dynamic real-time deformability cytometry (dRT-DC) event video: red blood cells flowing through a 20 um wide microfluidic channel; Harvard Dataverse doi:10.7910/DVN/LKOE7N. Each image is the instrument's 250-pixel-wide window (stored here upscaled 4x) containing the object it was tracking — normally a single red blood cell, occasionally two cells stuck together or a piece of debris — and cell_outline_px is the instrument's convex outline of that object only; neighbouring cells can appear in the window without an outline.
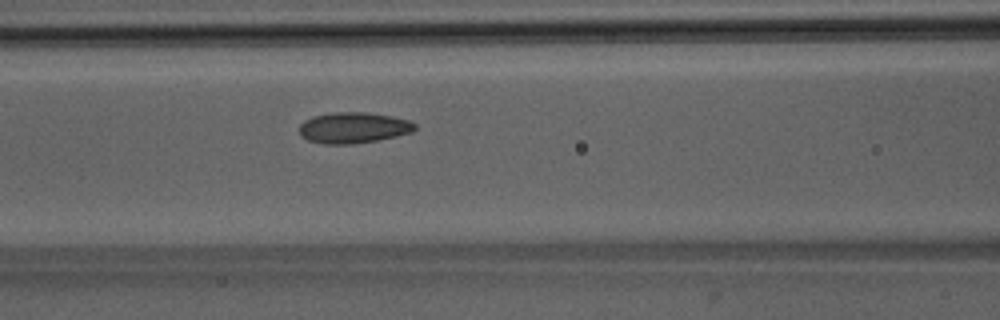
{"species": "Egyptian fruit bat (a non-hibernating species)", "species_latin": "Rousettus aegyptiacus", "temperature_condition": "room temperature", "stored_images_in_passage": 49, "camera_frame_rate_fps": 3000, "um_per_image_px": 0.085, "animal": {"sex": "male"}, "frame": {"image": 1, "passage_image": 20, "time_ms": 6.333, "image_size_px": [1000, 320], "cell_outline_px": [[416, 128], [412, 132], [396, 136], [376, 140], [352, 144], [324, 144], [308, 140], [300, 136], [300, 124], [304, 120], [312, 116], [332, 112], [364, 112], [392, 116], [408, 120], [416, 124]], "centroid_in_image_um": [30.01, 10.85], "position_along_channel_um": 136.6, "area_um2": 20.87}}
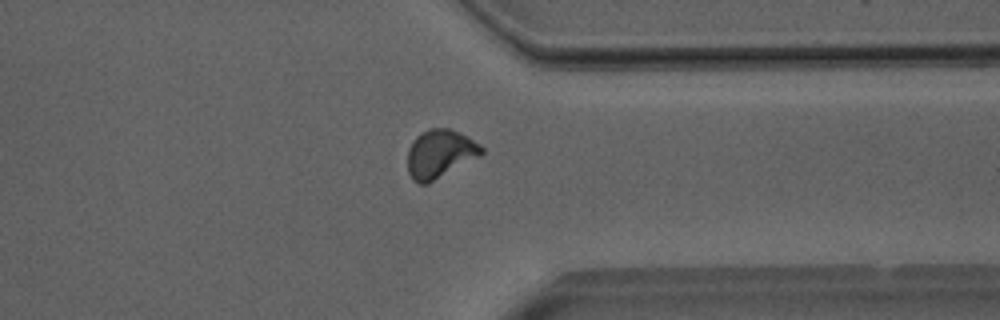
{"frame": {"image": 2, "passage_image": 38, "time_ms": 12.333, "image_size_px": [1000, 320], "cell_outline_px": [[484, 152], [480, 156], [428, 184], [420, 184], [412, 180], [408, 172], [408, 148], [412, 140], [416, 136], [428, 128], [448, 128], [468, 136], [480, 144], [484, 148]], "centroid_in_image_um": [37.39, 13.07], "position_along_channel_um": 374.0, "area_um2": 21.04}}
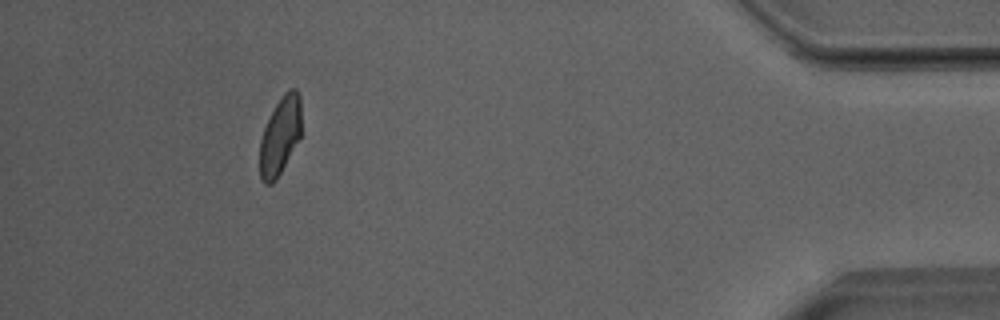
{"frame": {"image": 3, "passage_image": 45, "time_ms": 14.667, "image_size_px": [1000, 320], "cell_outline_px": [[300, 136], [276, 180], [272, 184], [264, 184], [260, 180], [260, 140], [264, 128], [276, 104], [284, 92], [292, 88], [296, 88], [300, 96]], "centroid_in_image_um": [23.79, 11.56], "position_along_channel_um": 411.4, "area_um2": 18.55}, "authors_computed_cell_mechanics": {"area_um2": 20.1722, "velocity_mm_per_s": 4.0014, "shape_relaxation_time_tau1_ms": 6.7756, "shape_relaxation_time_tau2_ms": 1.5201, "deformation_change_tau1": 0.1577, "deformation_change_tau2": 0.0566}}